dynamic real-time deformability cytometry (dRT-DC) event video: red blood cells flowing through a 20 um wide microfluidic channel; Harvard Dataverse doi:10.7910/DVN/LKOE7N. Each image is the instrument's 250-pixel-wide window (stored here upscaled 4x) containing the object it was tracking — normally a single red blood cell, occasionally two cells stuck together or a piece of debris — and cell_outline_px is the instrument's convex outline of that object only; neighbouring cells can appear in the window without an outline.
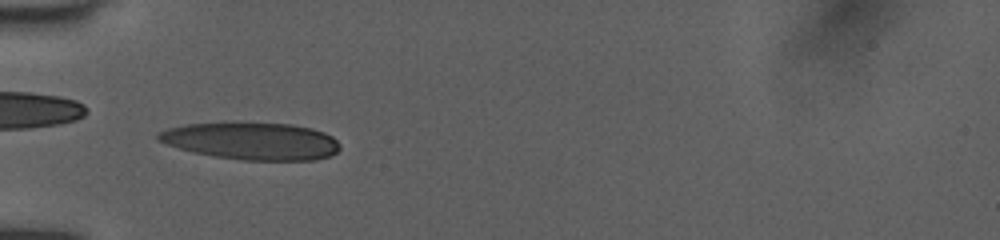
{"species": "human", "species_latin": "Homo sapiens", "temperature_condition": "room temperature", "stored_images_in_passage": 41, "camera_frame_rate_fps": 3000, "um_per_image_px": 0.085, "donor": {"sex": "female"}, "frame": {"image": 1, "passage_image": 7, "time_ms": 2.0, "image_size_px": [1000, 240], "cell_outline_px": [[340, 148], [336, 152], [328, 156], [316, 160], [244, 160], [216, 156], [192, 152], [156, 140], [156, 136], [160, 132], [168, 128], [184, 124], [292, 124], [312, 128], [324, 132], [332, 136], [340, 144]], "centroid_in_image_um": [21.43, 12.0], "position_along_channel_um": 63.6, "area_um2": 38.78}}
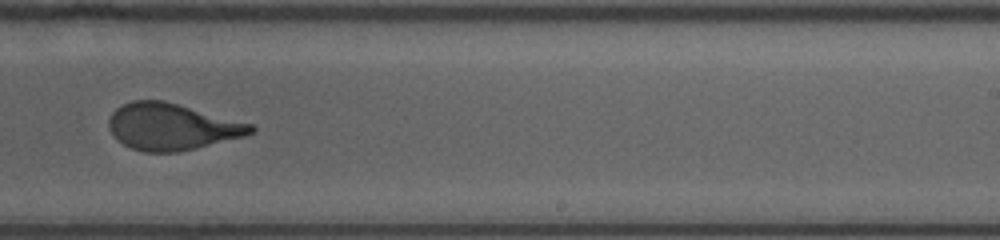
{"frame": {"image": 2, "passage_image": 23, "time_ms": 7.333, "image_size_px": [1000, 240], "cell_outline_px": [[256, 128], [252, 132], [244, 136], [176, 152], [144, 152], [132, 148], [124, 144], [108, 128], [108, 120], [112, 112], [116, 108], [132, 100], [164, 100], [252, 124]], "centroid_in_image_um": [14.57, 10.75], "position_along_channel_um": 274.4, "area_um2": 38.03}}
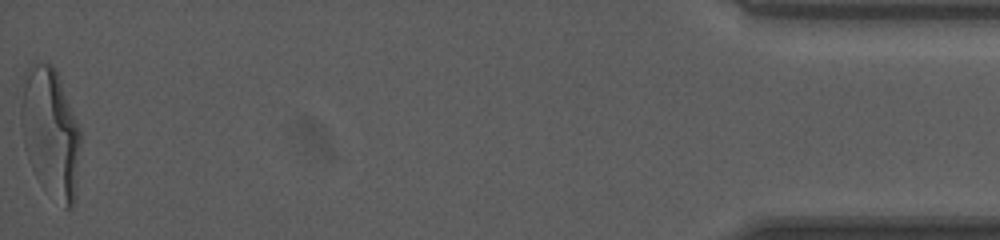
{"frame": {"image": 3, "passage_image": 41, "time_ms": 13.333, "image_size_px": [1000, 240], "cell_outline_px": [[80, 140], [76, 196], [72, 208], [64, 208], [36, 176], [28, 160], [24, 148], [20, 120], [20, 108], [24, 72], [28, 68], [36, 64], [52, 64], [56, 68], [80, 128]], "centroid_in_image_um": [4.29, 11.25], "position_along_channel_um": 430.9, "area_um2": 44.85}, "authors_computed_cell_mechanics": {"area_um2": 39.1306, "velocity_mm_per_s": 4.041, "shape_relaxation_time_tau1_ms": 4.7619, "shape_relaxation_time_tau2_ms": 0.6564, "deformation_change_tau1": 0.2306, "deformation_change_tau2": 0.0734}}